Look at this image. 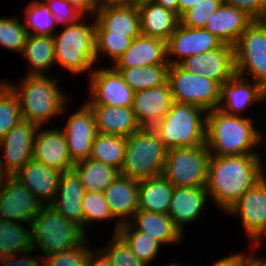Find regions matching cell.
Segmentation results:
<instances>
[{
  "mask_svg": "<svg viewBox=\"0 0 266 266\" xmlns=\"http://www.w3.org/2000/svg\"><path fill=\"white\" fill-rule=\"evenodd\" d=\"M262 154L240 156L211 155L206 191L219 211L226 213L258 181L265 165ZM211 196V197H210Z\"/></svg>",
  "mask_w": 266,
  "mask_h": 266,
  "instance_id": "obj_1",
  "label": "cell"
},
{
  "mask_svg": "<svg viewBox=\"0 0 266 266\" xmlns=\"http://www.w3.org/2000/svg\"><path fill=\"white\" fill-rule=\"evenodd\" d=\"M252 118L230 115L218 108L207 111L205 144L209 153L213 156L261 154L263 130Z\"/></svg>",
  "mask_w": 266,
  "mask_h": 266,
  "instance_id": "obj_2",
  "label": "cell"
},
{
  "mask_svg": "<svg viewBox=\"0 0 266 266\" xmlns=\"http://www.w3.org/2000/svg\"><path fill=\"white\" fill-rule=\"evenodd\" d=\"M4 82L16 94L23 120L37 126H47L67 110V96L53 76L26 75L17 84L7 80Z\"/></svg>",
  "mask_w": 266,
  "mask_h": 266,
  "instance_id": "obj_3",
  "label": "cell"
},
{
  "mask_svg": "<svg viewBox=\"0 0 266 266\" xmlns=\"http://www.w3.org/2000/svg\"><path fill=\"white\" fill-rule=\"evenodd\" d=\"M88 18L84 16L53 35L55 66H63L74 76L82 73L89 76L96 67L95 19L91 17L92 22L89 23Z\"/></svg>",
  "mask_w": 266,
  "mask_h": 266,
  "instance_id": "obj_4",
  "label": "cell"
},
{
  "mask_svg": "<svg viewBox=\"0 0 266 266\" xmlns=\"http://www.w3.org/2000/svg\"><path fill=\"white\" fill-rule=\"evenodd\" d=\"M206 114L202 108L174 101L153 129L167 149L202 146L206 138Z\"/></svg>",
  "mask_w": 266,
  "mask_h": 266,
  "instance_id": "obj_5",
  "label": "cell"
},
{
  "mask_svg": "<svg viewBox=\"0 0 266 266\" xmlns=\"http://www.w3.org/2000/svg\"><path fill=\"white\" fill-rule=\"evenodd\" d=\"M34 250L42 257L75 248L86 239V233L76 223L59 214L50 204L42 205L31 222Z\"/></svg>",
  "mask_w": 266,
  "mask_h": 266,
  "instance_id": "obj_6",
  "label": "cell"
},
{
  "mask_svg": "<svg viewBox=\"0 0 266 266\" xmlns=\"http://www.w3.org/2000/svg\"><path fill=\"white\" fill-rule=\"evenodd\" d=\"M167 150L153 128H140L127 137L120 174L137 181L161 176Z\"/></svg>",
  "mask_w": 266,
  "mask_h": 266,
  "instance_id": "obj_7",
  "label": "cell"
},
{
  "mask_svg": "<svg viewBox=\"0 0 266 266\" xmlns=\"http://www.w3.org/2000/svg\"><path fill=\"white\" fill-rule=\"evenodd\" d=\"M210 158L206 144L168 149L162 175L173 187H205Z\"/></svg>",
  "mask_w": 266,
  "mask_h": 266,
  "instance_id": "obj_8",
  "label": "cell"
},
{
  "mask_svg": "<svg viewBox=\"0 0 266 266\" xmlns=\"http://www.w3.org/2000/svg\"><path fill=\"white\" fill-rule=\"evenodd\" d=\"M233 47L236 74L255 81L266 90V24L254 20Z\"/></svg>",
  "mask_w": 266,
  "mask_h": 266,
  "instance_id": "obj_9",
  "label": "cell"
},
{
  "mask_svg": "<svg viewBox=\"0 0 266 266\" xmlns=\"http://www.w3.org/2000/svg\"><path fill=\"white\" fill-rule=\"evenodd\" d=\"M168 83L175 102L193 105L205 111L218 107L220 85L202 74L190 73L179 65H169Z\"/></svg>",
  "mask_w": 266,
  "mask_h": 266,
  "instance_id": "obj_10",
  "label": "cell"
},
{
  "mask_svg": "<svg viewBox=\"0 0 266 266\" xmlns=\"http://www.w3.org/2000/svg\"><path fill=\"white\" fill-rule=\"evenodd\" d=\"M226 213L240 217L251 249L257 250L266 237V185L258 181Z\"/></svg>",
  "mask_w": 266,
  "mask_h": 266,
  "instance_id": "obj_11",
  "label": "cell"
},
{
  "mask_svg": "<svg viewBox=\"0 0 266 266\" xmlns=\"http://www.w3.org/2000/svg\"><path fill=\"white\" fill-rule=\"evenodd\" d=\"M94 68L89 74L90 97L88 105H108L117 107H131L134 93L123 80L119 71L113 66Z\"/></svg>",
  "mask_w": 266,
  "mask_h": 266,
  "instance_id": "obj_12",
  "label": "cell"
},
{
  "mask_svg": "<svg viewBox=\"0 0 266 266\" xmlns=\"http://www.w3.org/2000/svg\"><path fill=\"white\" fill-rule=\"evenodd\" d=\"M43 204L14 175H6L0 187V219L30 224Z\"/></svg>",
  "mask_w": 266,
  "mask_h": 266,
  "instance_id": "obj_13",
  "label": "cell"
},
{
  "mask_svg": "<svg viewBox=\"0 0 266 266\" xmlns=\"http://www.w3.org/2000/svg\"><path fill=\"white\" fill-rule=\"evenodd\" d=\"M37 129L36 124L21 120L0 140V166L6 175H14L32 158Z\"/></svg>",
  "mask_w": 266,
  "mask_h": 266,
  "instance_id": "obj_14",
  "label": "cell"
},
{
  "mask_svg": "<svg viewBox=\"0 0 266 266\" xmlns=\"http://www.w3.org/2000/svg\"><path fill=\"white\" fill-rule=\"evenodd\" d=\"M224 43L205 28H192L180 22L166 41L169 65H178L185 58L220 48Z\"/></svg>",
  "mask_w": 266,
  "mask_h": 266,
  "instance_id": "obj_15",
  "label": "cell"
},
{
  "mask_svg": "<svg viewBox=\"0 0 266 266\" xmlns=\"http://www.w3.org/2000/svg\"><path fill=\"white\" fill-rule=\"evenodd\" d=\"M257 103H266V90L251 79L235 74L220 85L217 108L227 114L249 117L245 113Z\"/></svg>",
  "mask_w": 266,
  "mask_h": 266,
  "instance_id": "obj_16",
  "label": "cell"
},
{
  "mask_svg": "<svg viewBox=\"0 0 266 266\" xmlns=\"http://www.w3.org/2000/svg\"><path fill=\"white\" fill-rule=\"evenodd\" d=\"M64 131L69 155L74 163L88 159L97 134L95 115L85 102L80 108L70 113Z\"/></svg>",
  "mask_w": 266,
  "mask_h": 266,
  "instance_id": "obj_17",
  "label": "cell"
},
{
  "mask_svg": "<svg viewBox=\"0 0 266 266\" xmlns=\"http://www.w3.org/2000/svg\"><path fill=\"white\" fill-rule=\"evenodd\" d=\"M178 65L190 73L202 74L221 85L236 74L234 47L223 44L218 49L185 58Z\"/></svg>",
  "mask_w": 266,
  "mask_h": 266,
  "instance_id": "obj_18",
  "label": "cell"
},
{
  "mask_svg": "<svg viewBox=\"0 0 266 266\" xmlns=\"http://www.w3.org/2000/svg\"><path fill=\"white\" fill-rule=\"evenodd\" d=\"M45 128L38 126L32 158L60 172L72 170L75 163L69 155L64 131L60 127Z\"/></svg>",
  "mask_w": 266,
  "mask_h": 266,
  "instance_id": "obj_19",
  "label": "cell"
},
{
  "mask_svg": "<svg viewBox=\"0 0 266 266\" xmlns=\"http://www.w3.org/2000/svg\"><path fill=\"white\" fill-rule=\"evenodd\" d=\"M174 100L168 81L134 93L132 110L141 128H154L171 108Z\"/></svg>",
  "mask_w": 266,
  "mask_h": 266,
  "instance_id": "obj_20",
  "label": "cell"
},
{
  "mask_svg": "<svg viewBox=\"0 0 266 266\" xmlns=\"http://www.w3.org/2000/svg\"><path fill=\"white\" fill-rule=\"evenodd\" d=\"M209 200L205 187H174L168 216L184 234V226L194 223L207 211Z\"/></svg>",
  "mask_w": 266,
  "mask_h": 266,
  "instance_id": "obj_21",
  "label": "cell"
},
{
  "mask_svg": "<svg viewBox=\"0 0 266 266\" xmlns=\"http://www.w3.org/2000/svg\"><path fill=\"white\" fill-rule=\"evenodd\" d=\"M61 175L62 172L48 167L33 158L14 174L43 205L53 202Z\"/></svg>",
  "mask_w": 266,
  "mask_h": 266,
  "instance_id": "obj_22",
  "label": "cell"
},
{
  "mask_svg": "<svg viewBox=\"0 0 266 266\" xmlns=\"http://www.w3.org/2000/svg\"><path fill=\"white\" fill-rule=\"evenodd\" d=\"M86 191L80 176L72 169L62 172L57 193L50 204L55 210L76 223L84 231L82 200Z\"/></svg>",
  "mask_w": 266,
  "mask_h": 266,
  "instance_id": "obj_23",
  "label": "cell"
},
{
  "mask_svg": "<svg viewBox=\"0 0 266 266\" xmlns=\"http://www.w3.org/2000/svg\"><path fill=\"white\" fill-rule=\"evenodd\" d=\"M95 31L135 38L141 34L137 4L101 6L94 16Z\"/></svg>",
  "mask_w": 266,
  "mask_h": 266,
  "instance_id": "obj_24",
  "label": "cell"
},
{
  "mask_svg": "<svg viewBox=\"0 0 266 266\" xmlns=\"http://www.w3.org/2000/svg\"><path fill=\"white\" fill-rule=\"evenodd\" d=\"M103 193L113 217L121 225L128 223L138 210V181L120 174Z\"/></svg>",
  "mask_w": 266,
  "mask_h": 266,
  "instance_id": "obj_25",
  "label": "cell"
},
{
  "mask_svg": "<svg viewBox=\"0 0 266 266\" xmlns=\"http://www.w3.org/2000/svg\"><path fill=\"white\" fill-rule=\"evenodd\" d=\"M167 61L166 41L140 34L112 65L114 68H133L159 65Z\"/></svg>",
  "mask_w": 266,
  "mask_h": 266,
  "instance_id": "obj_26",
  "label": "cell"
},
{
  "mask_svg": "<svg viewBox=\"0 0 266 266\" xmlns=\"http://www.w3.org/2000/svg\"><path fill=\"white\" fill-rule=\"evenodd\" d=\"M253 21L244 11L223 3L207 19L204 28L214 34L224 44L234 46Z\"/></svg>",
  "mask_w": 266,
  "mask_h": 266,
  "instance_id": "obj_27",
  "label": "cell"
},
{
  "mask_svg": "<svg viewBox=\"0 0 266 266\" xmlns=\"http://www.w3.org/2000/svg\"><path fill=\"white\" fill-rule=\"evenodd\" d=\"M89 106L95 115L97 133L127 138L141 128L131 107Z\"/></svg>",
  "mask_w": 266,
  "mask_h": 266,
  "instance_id": "obj_28",
  "label": "cell"
},
{
  "mask_svg": "<svg viewBox=\"0 0 266 266\" xmlns=\"http://www.w3.org/2000/svg\"><path fill=\"white\" fill-rule=\"evenodd\" d=\"M140 14L141 34L167 41L180 22L172 10L166 9L154 1L137 4Z\"/></svg>",
  "mask_w": 266,
  "mask_h": 266,
  "instance_id": "obj_29",
  "label": "cell"
},
{
  "mask_svg": "<svg viewBox=\"0 0 266 266\" xmlns=\"http://www.w3.org/2000/svg\"><path fill=\"white\" fill-rule=\"evenodd\" d=\"M136 231L147 233L163 245H179L184 240L181 231L168 214L137 210L128 222Z\"/></svg>",
  "mask_w": 266,
  "mask_h": 266,
  "instance_id": "obj_30",
  "label": "cell"
},
{
  "mask_svg": "<svg viewBox=\"0 0 266 266\" xmlns=\"http://www.w3.org/2000/svg\"><path fill=\"white\" fill-rule=\"evenodd\" d=\"M138 210L168 214L173 185L163 176L138 181Z\"/></svg>",
  "mask_w": 266,
  "mask_h": 266,
  "instance_id": "obj_31",
  "label": "cell"
},
{
  "mask_svg": "<svg viewBox=\"0 0 266 266\" xmlns=\"http://www.w3.org/2000/svg\"><path fill=\"white\" fill-rule=\"evenodd\" d=\"M28 63L25 75H47L55 64L53 36H35L28 34L25 46L21 52Z\"/></svg>",
  "mask_w": 266,
  "mask_h": 266,
  "instance_id": "obj_32",
  "label": "cell"
},
{
  "mask_svg": "<svg viewBox=\"0 0 266 266\" xmlns=\"http://www.w3.org/2000/svg\"><path fill=\"white\" fill-rule=\"evenodd\" d=\"M80 176L86 192H101L120 175V170L91 158L79 161L73 168Z\"/></svg>",
  "mask_w": 266,
  "mask_h": 266,
  "instance_id": "obj_33",
  "label": "cell"
},
{
  "mask_svg": "<svg viewBox=\"0 0 266 266\" xmlns=\"http://www.w3.org/2000/svg\"><path fill=\"white\" fill-rule=\"evenodd\" d=\"M31 250H34L31 225L0 219V258Z\"/></svg>",
  "mask_w": 266,
  "mask_h": 266,
  "instance_id": "obj_34",
  "label": "cell"
},
{
  "mask_svg": "<svg viewBox=\"0 0 266 266\" xmlns=\"http://www.w3.org/2000/svg\"><path fill=\"white\" fill-rule=\"evenodd\" d=\"M169 63L139 66L133 68H115L133 91L160 86L167 82Z\"/></svg>",
  "mask_w": 266,
  "mask_h": 266,
  "instance_id": "obj_35",
  "label": "cell"
},
{
  "mask_svg": "<svg viewBox=\"0 0 266 266\" xmlns=\"http://www.w3.org/2000/svg\"><path fill=\"white\" fill-rule=\"evenodd\" d=\"M126 144V137L97 133L89 158L120 170L124 162Z\"/></svg>",
  "mask_w": 266,
  "mask_h": 266,
  "instance_id": "obj_36",
  "label": "cell"
},
{
  "mask_svg": "<svg viewBox=\"0 0 266 266\" xmlns=\"http://www.w3.org/2000/svg\"><path fill=\"white\" fill-rule=\"evenodd\" d=\"M24 27L28 34L53 36L57 27L53 15L42 0H31L25 8Z\"/></svg>",
  "mask_w": 266,
  "mask_h": 266,
  "instance_id": "obj_37",
  "label": "cell"
},
{
  "mask_svg": "<svg viewBox=\"0 0 266 266\" xmlns=\"http://www.w3.org/2000/svg\"><path fill=\"white\" fill-rule=\"evenodd\" d=\"M118 234L130 246L134 255L147 266L156 259L161 244L147 233L136 231L129 223L122 224Z\"/></svg>",
  "mask_w": 266,
  "mask_h": 266,
  "instance_id": "obj_38",
  "label": "cell"
},
{
  "mask_svg": "<svg viewBox=\"0 0 266 266\" xmlns=\"http://www.w3.org/2000/svg\"><path fill=\"white\" fill-rule=\"evenodd\" d=\"M82 210L84 215V232L87 227L91 224L102 221H115L113 234H117L121 227V224L113 217L111 211L109 210L108 203L104 193L101 192H86L82 200Z\"/></svg>",
  "mask_w": 266,
  "mask_h": 266,
  "instance_id": "obj_39",
  "label": "cell"
},
{
  "mask_svg": "<svg viewBox=\"0 0 266 266\" xmlns=\"http://www.w3.org/2000/svg\"><path fill=\"white\" fill-rule=\"evenodd\" d=\"M132 39V37L112 34L110 31H95L96 63H100L102 57H108L113 65L130 47Z\"/></svg>",
  "mask_w": 266,
  "mask_h": 266,
  "instance_id": "obj_40",
  "label": "cell"
},
{
  "mask_svg": "<svg viewBox=\"0 0 266 266\" xmlns=\"http://www.w3.org/2000/svg\"><path fill=\"white\" fill-rule=\"evenodd\" d=\"M22 119L16 94L4 82H0V140Z\"/></svg>",
  "mask_w": 266,
  "mask_h": 266,
  "instance_id": "obj_41",
  "label": "cell"
},
{
  "mask_svg": "<svg viewBox=\"0 0 266 266\" xmlns=\"http://www.w3.org/2000/svg\"><path fill=\"white\" fill-rule=\"evenodd\" d=\"M27 37L28 32L24 27L22 17L20 20L17 16H0V46L2 48L21 54Z\"/></svg>",
  "mask_w": 266,
  "mask_h": 266,
  "instance_id": "obj_42",
  "label": "cell"
},
{
  "mask_svg": "<svg viewBox=\"0 0 266 266\" xmlns=\"http://www.w3.org/2000/svg\"><path fill=\"white\" fill-rule=\"evenodd\" d=\"M102 248L99 250L106 256L111 266H147L134 255L130 246L118 233H112L108 244Z\"/></svg>",
  "mask_w": 266,
  "mask_h": 266,
  "instance_id": "obj_43",
  "label": "cell"
},
{
  "mask_svg": "<svg viewBox=\"0 0 266 266\" xmlns=\"http://www.w3.org/2000/svg\"><path fill=\"white\" fill-rule=\"evenodd\" d=\"M88 245V237L80 245L43 258V266H86L93 250Z\"/></svg>",
  "mask_w": 266,
  "mask_h": 266,
  "instance_id": "obj_44",
  "label": "cell"
},
{
  "mask_svg": "<svg viewBox=\"0 0 266 266\" xmlns=\"http://www.w3.org/2000/svg\"><path fill=\"white\" fill-rule=\"evenodd\" d=\"M223 4L222 0H202L197 6L186 11L179 19L186 27L204 28L207 19Z\"/></svg>",
  "mask_w": 266,
  "mask_h": 266,
  "instance_id": "obj_45",
  "label": "cell"
},
{
  "mask_svg": "<svg viewBox=\"0 0 266 266\" xmlns=\"http://www.w3.org/2000/svg\"><path fill=\"white\" fill-rule=\"evenodd\" d=\"M43 2L53 15L57 28L59 24L63 27L73 25L84 17L67 0H43Z\"/></svg>",
  "mask_w": 266,
  "mask_h": 266,
  "instance_id": "obj_46",
  "label": "cell"
},
{
  "mask_svg": "<svg viewBox=\"0 0 266 266\" xmlns=\"http://www.w3.org/2000/svg\"><path fill=\"white\" fill-rule=\"evenodd\" d=\"M224 4L244 11L253 20H263L266 15V0H222Z\"/></svg>",
  "mask_w": 266,
  "mask_h": 266,
  "instance_id": "obj_47",
  "label": "cell"
},
{
  "mask_svg": "<svg viewBox=\"0 0 266 266\" xmlns=\"http://www.w3.org/2000/svg\"><path fill=\"white\" fill-rule=\"evenodd\" d=\"M35 250L31 251H25L21 254H14L12 256L8 257H1L0 258V266H43V257L41 254L36 255V257H33V255L28 256L31 252H34ZM25 255L23 258L21 257ZM20 258H19V256ZM18 257V258H17ZM38 257V258H37ZM37 258V259H36Z\"/></svg>",
  "mask_w": 266,
  "mask_h": 266,
  "instance_id": "obj_48",
  "label": "cell"
},
{
  "mask_svg": "<svg viewBox=\"0 0 266 266\" xmlns=\"http://www.w3.org/2000/svg\"><path fill=\"white\" fill-rule=\"evenodd\" d=\"M247 253L248 251L236 252V254H230L229 256H224V258L221 257L211 266H248L252 262L253 253Z\"/></svg>",
  "mask_w": 266,
  "mask_h": 266,
  "instance_id": "obj_49",
  "label": "cell"
},
{
  "mask_svg": "<svg viewBox=\"0 0 266 266\" xmlns=\"http://www.w3.org/2000/svg\"><path fill=\"white\" fill-rule=\"evenodd\" d=\"M73 7H75L84 16L94 17L99 9L98 0H67ZM92 15V16H91Z\"/></svg>",
  "mask_w": 266,
  "mask_h": 266,
  "instance_id": "obj_50",
  "label": "cell"
},
{
  "mask_svg": "<svg viewBox=\"0 0 266 266\" xmlns=\"http://www.w3.org/2000/svg\"><path fill=\"white\" fill-rule=\"evenodd\" d=\"M86 266H111L109 261L107 260L106 256L99 250H93L91 251Z\"/></svg>",
  "mask_w": 266,
  "mask_h": 266,
  "instance_id": "obj_51",
  "label": "cell"
},
{
  "mask_svg": "<svg viewBox=\"0 0 266 266\" xmlns=\"http://www.w3.org/2000/svg\"><path fill=\"white\" fill-rule=\"evenodd\" d=\"M202 0H178L177 16L180 18L186 11L197 6Z\"/></svg>",
  "mask_w": 266,
  "mask_h": 266,
  "instance_id": "obj_52",
  "label": "cell"
},
{
  "mask_svg": "<svg viewBox=\"0 0 266 266\" xmlns=\"http://www.w3.org/2000/svg\"><path fill=\"white\" fill-rule=\"evenodd\" d=\"M156 4L163 6L166 9L172 10L177 14L178 0H153Z\"/></svg>",
  "mask_w": 266,
  "mask_h": 266,
  "instance_id": "obj_53",
  "label": "cell"
},
{
  "mask_svg": "<svg viewBox=\"0 0 266 266\" xmlns=\"http://www.w3.org/2000/svg\"><path fill=\"white\" fill-rule=\"evenodd\" d=\"M134 3V0H98L99 6L125 5Z\"/></svg>",
  "mask_w": 266,
  "mask_h": 266,
  "instance_id": "obj_54",
  "label": "cell"
},
{
  "mask_svg": "<svg viewBox=\"0 0 266 266\" xmlns=\"http://www.w3.org/2000/svg\"><path fill=\"white\" fill-rule=\"evenodd\" d=\"M255 250H254V253H253V259L252 261L257 265V266H266V255H264V257L260 256H257V254H255ZM256 255V256H255ZM262 257V258H261Z\"/></svg>",
  "mask_w": 266,
  "mask_h": 266,
  "instance_id": "obj_55",
  "label": "cell"
},
{
  "mask_svg": "<svg viewBox=\"0 0 266 266\" xmlns=\"http://www.w3.org/2000/svg\"><path fill=\"white\" fill-rule=\"evenodd\" d=\"M5 176L6 174L2 171V168L0 166V187L2 186Z\"/></svg>",
  "mask_w": 266,
  "mask_h": 266,
  "instance_id": "obj_56",
  "label": "cell"
},
{
  "mask_svg": "<svg viewBox=\"0 0 266 266\" xmlns=\"http://www.w3.org/2000/svg\"><path fill=\"white\" fill-rule=\"evenodd\" d=\"M260 180L266 185V170L263 171Z\"/></svg>",
  "mask_w": 266,
  "mask_h": 266,
  "instance_id": "obj_57",
  "label": "cell"
},
{
  "mask_svg": "<svg viewBox=\"0 0 266 266\" xmlns=\"http://www.w3.org/2000/svg\"><path fill=\"white\" fill-rule=\"evenodd\" d=\"M164 266H184L182 263L179 264V262H175V263H169L167 265Z\"/></svg>",
  "mask_w": 266,
  "mask_h": 266,
  "instance_id": "obj_58",
  "label": "cell"
},
{
  "mask_svg": "<svg viewBox=\"0 0 266 266\" xmlns=\"http://www.w3.org/2000/svg\"><path fill=\"white\" fill-rule=\"evenodd\" d=\"M144 1H153V0H134V3L138 4V3H141V2H144Z\"/></svg>",
  "mask_w": 266,
  "mask_h": 266,
  "instance_id": "obj_59",
  "label": "cell"
},
{
  "mask_svg": "<svg viewBox=\"0 0 266 266\" xmlns=\"http://www.w3.org/2000/svg\"><path fill=\"white\" fill-rule=\"evenodd\" d=\"M248 266H257L253 261Z\"/></svg>",
  "mask_w": 266,
  "mask_h": 266,
  "instance_id": "obj_60",
  "label": "cell"
},
{
  "mask_svg": "<svg viewBox=\"0 0 266 266\" xmlns=\"http://www.w3.org/2000/svg\"><path fill=\"white\" fill-rule=\"evenodd\" d=\"M262 21L266 24V15H265V17H264V19Z\"/></svg>",
  "mask_w": 266,
  "mask_h": 266,
  "instance_id": "obj_61",
  "label": "cell"
}]
</instances>
